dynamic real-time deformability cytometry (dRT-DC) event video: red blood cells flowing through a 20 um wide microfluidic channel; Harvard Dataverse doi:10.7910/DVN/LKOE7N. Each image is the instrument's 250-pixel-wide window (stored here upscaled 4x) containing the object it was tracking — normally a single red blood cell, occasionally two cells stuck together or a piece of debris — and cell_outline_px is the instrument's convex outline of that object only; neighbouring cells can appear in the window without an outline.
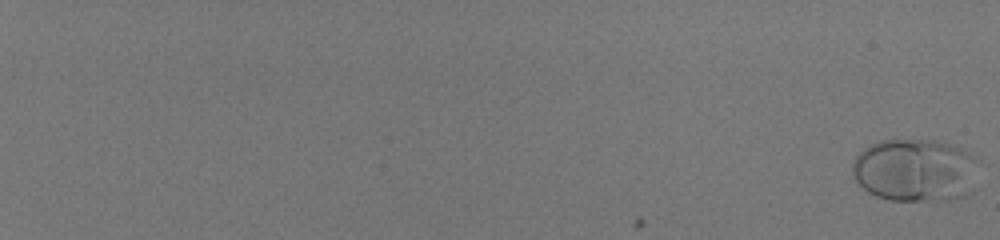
{"species": "human", "species_latin": "Homo sapiens", "temperature_condition": "room temperature", "stored_images_in_passage": 59, "camera_frame_rate_fps": 3000, "um_per_image_px": 0.085, "donor": {"sex": "male"}, "frame": {"image": 1, "passage_image": 1, "time_ms": 0.0, "image_size_px": [1000, 240], "cell_outline_px": [[972, 192], [968, 196], [948, 200], [888, 200], [876, 196], [868, 192], [852, 176], [852, 160], [864, 148], [880, 140], [940, 140], [956, 144], [968, 152], [972, 156]], "centroid_in_image_um": [77.73, 14.46], "position_along_channel_um": 7.3, "area_um2": 46.18}}
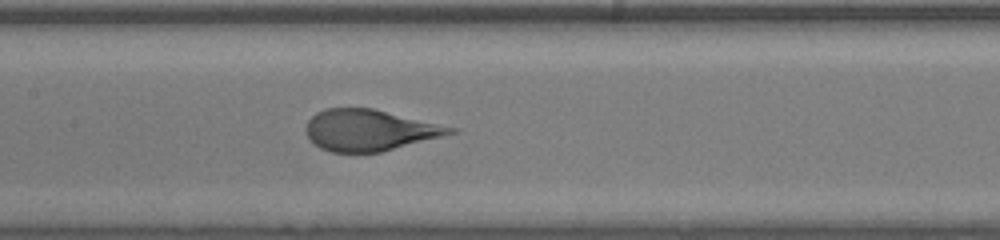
{"frame": {"image": 2, "passage_image": 36, "time_ms": 11.667, "image_size_px": [1000, 240], "cell_outline_px": [[460, 132], [380, 152], [332, 152], [320, 148], [304, 132], [304, 128], [308, 120], [316, 112], [324, 108], [372, 108], [456, 128]], "centroid_in_image_um": [31.39, 11.06], "position_along_channel_um": 176.0, "area_um2": 34.51}}
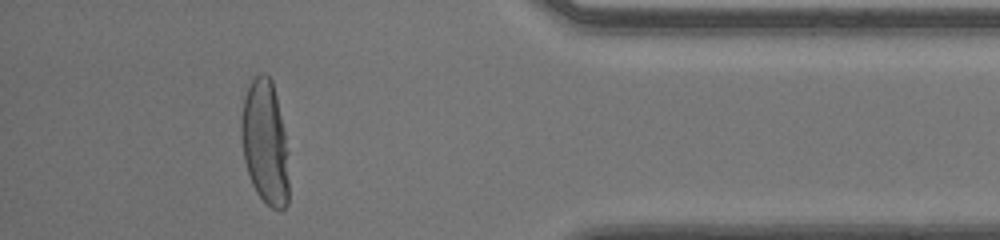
{"frame": {"image": 3, "passage_image": 55, "time_ms": 18.0, "image_size_px": [1000, 240], "cell_outline_px": [[288, 204], [280, 212], [272, 208], [256, 192], [252, 184], [244, 160], [240, 136], [240, 120], [244, 96], [252, 80], [260, 72], [264, 72], [272, 80], [276, 96], [284, 132], [288, 152]], "centroid_in_image_um": [22.52, 12.12], "position_along_channel_um": 412.7, "area_um2": 34.62}}